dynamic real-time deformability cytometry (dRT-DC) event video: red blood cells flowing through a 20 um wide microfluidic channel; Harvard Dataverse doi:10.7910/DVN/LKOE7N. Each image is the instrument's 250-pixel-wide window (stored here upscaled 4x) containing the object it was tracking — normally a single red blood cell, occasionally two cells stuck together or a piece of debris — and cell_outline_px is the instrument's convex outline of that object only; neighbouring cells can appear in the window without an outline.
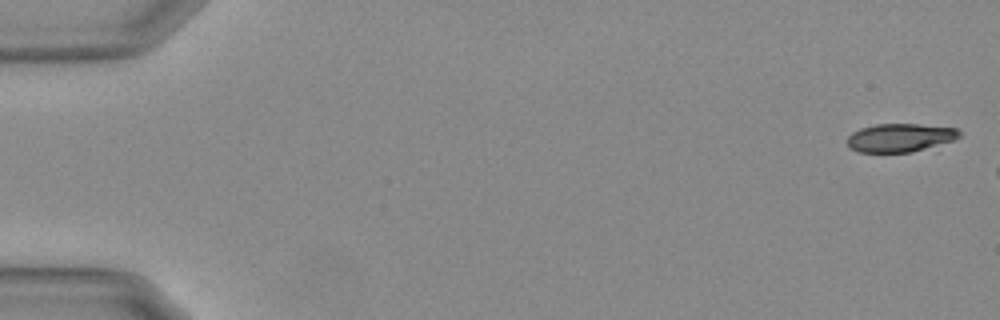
{"species": "Egyptian fruit bat (a non-hibernating species)", "species_latin": "Rousettus aegyptiacus", "temperature_condition": "warm", "stored_images_in_passage": 7, "camera_frame_rate_fps": 3000, "um_per_image_px": 0.085, "animal": {"sex": "female"}, "frame": {"image": 1, "passage_image": 1, "time_ms": 0.0, "image_size_px": [1000, 320], "cell_outline_px": [[960, 136], [956, 140], [912, 152], [860, 152], [852, 148], [848, 144], [848, 136], [852, 132], [860, 128], [876, 124], [920, 124], [956, 128], [960, 132]], "centroid_in_image_um": [76.53, 11.7], "position_along_channel_um": 8.5, "area_um2": 18.5}}